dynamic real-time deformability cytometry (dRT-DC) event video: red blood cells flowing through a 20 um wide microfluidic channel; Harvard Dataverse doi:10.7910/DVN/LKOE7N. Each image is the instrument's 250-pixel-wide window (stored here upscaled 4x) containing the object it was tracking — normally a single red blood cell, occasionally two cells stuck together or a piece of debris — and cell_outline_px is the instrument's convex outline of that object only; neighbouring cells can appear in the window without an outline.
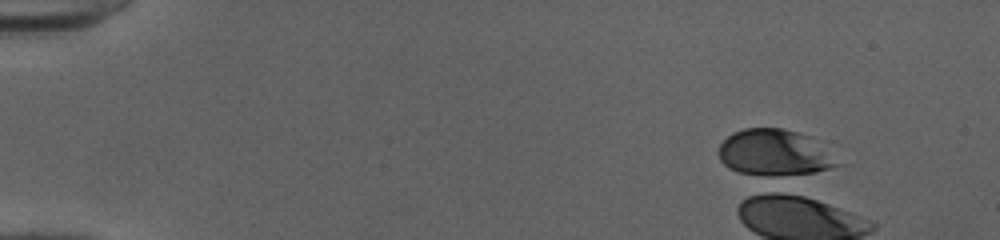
{"species": "human", "species_latin": "Homo sapiens", "temperature_condition": "cold", "stored_images_in_passage": 1, "camera_frame_rate_fps": 3000, "um_per_image_px": 0.085, "donor": {"sex": "female"}, "frame": {"image": 1, "passage_image": 1, "time_ms": 0.0, "image_size_px": [1000, 240], "cell_outline_px": [[844, 164], [816, 172], [780, 176], [768, 176], [740, 172], [728, 168], [720, 160], [716, 152], [720, 144], [732, 132], [744, 128], [780, 128], [796, 132], [808, 136]], "centroid_in_image_um": [65.79, 12.99], "position_along_channel_um": 19.2, "area_um2": 31.96}}